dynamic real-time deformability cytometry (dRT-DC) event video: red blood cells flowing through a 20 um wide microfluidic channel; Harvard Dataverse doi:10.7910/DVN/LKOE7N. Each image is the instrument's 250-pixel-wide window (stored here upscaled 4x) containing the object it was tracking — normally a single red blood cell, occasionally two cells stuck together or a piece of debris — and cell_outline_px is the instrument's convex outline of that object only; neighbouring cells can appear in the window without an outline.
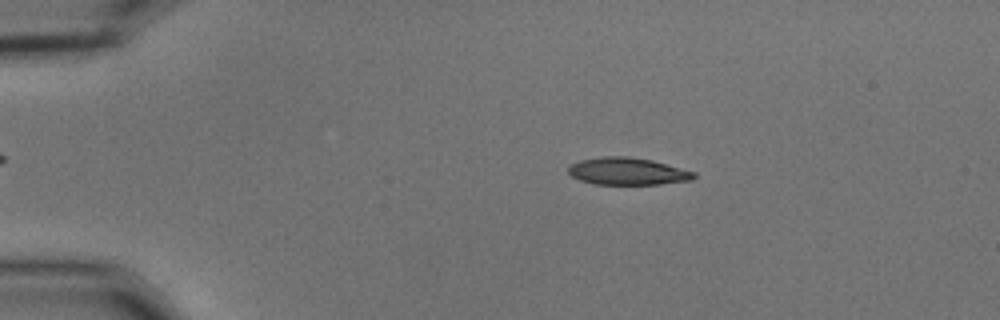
{"species": "common noctule bat (a hibernating species)", "species_latin": "Nyctalus noctula", "temperature_condition": "cold", "stored_images_in_passage": 54, "camera_frame_rate_fps": 3000, "um_per_image_px": 0.085, "animal": {"sex": "male", "body_mass_g": 15.6}, "frame": {"image": 1, "passage_image": 10, "time_ms": 3.0, "image_size_px": [1000, 320], "cell_outline_px": [[696, 176], [692, 180], [660, 184], [596, 184], [580, 180], [572, 176], [568, 172], [568, 164], [580, 160], [604, 156], [628, 156], [652, 160], [696, 172]], "centroid_in_image_um": [53.33, 14.55], "position_along_channel_um": 31.7, "area_um2": 20.0}}
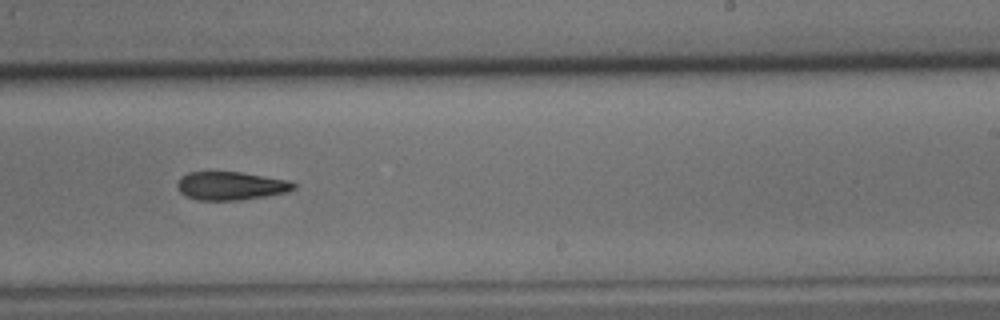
{"frame": {"image": 2, "passage_image": 34, "time_ms": 11.0, "image_size_px": [1000, 320], "cell_outline_px": [[296, 188], [288, 192], [240, 200], [196, 200], [184, 196], [176, 188], [176, 184], [180, 176], [188, 172], [240, 172], [292, 180], [296, 184]], "centroid_in_image_um": [19.61, 15.79], "position_along_channel_um": 269.4, "area_um2": 19.54}}
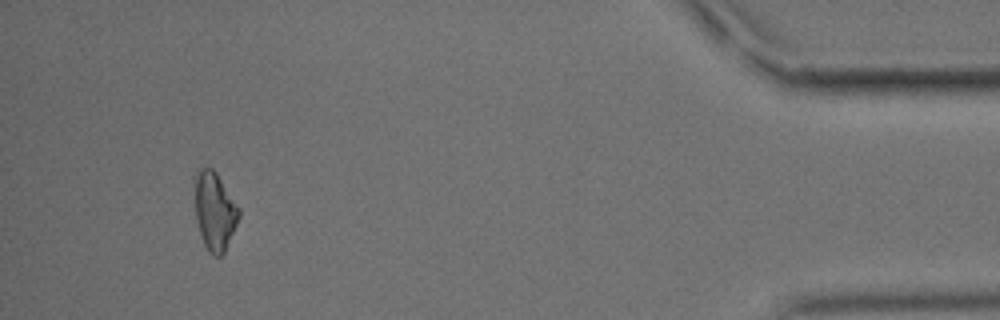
{"frame": {"image": 3, "passage_image": 51, "time_ms": 16.667, "image_size_px": [1000, 320], "cell_outline_px": [[240, 216], [224, 252], [220, 256], [212, 256], [208, 252], [204, 244], [196, 220], [192, 176], [196, 168], [212, 168], [216, 172], [240, 208]], "centroid_in_image_um": [18.2, 17.88], "position_along_channel_um": 417.0, "area_um2": 20.58}}